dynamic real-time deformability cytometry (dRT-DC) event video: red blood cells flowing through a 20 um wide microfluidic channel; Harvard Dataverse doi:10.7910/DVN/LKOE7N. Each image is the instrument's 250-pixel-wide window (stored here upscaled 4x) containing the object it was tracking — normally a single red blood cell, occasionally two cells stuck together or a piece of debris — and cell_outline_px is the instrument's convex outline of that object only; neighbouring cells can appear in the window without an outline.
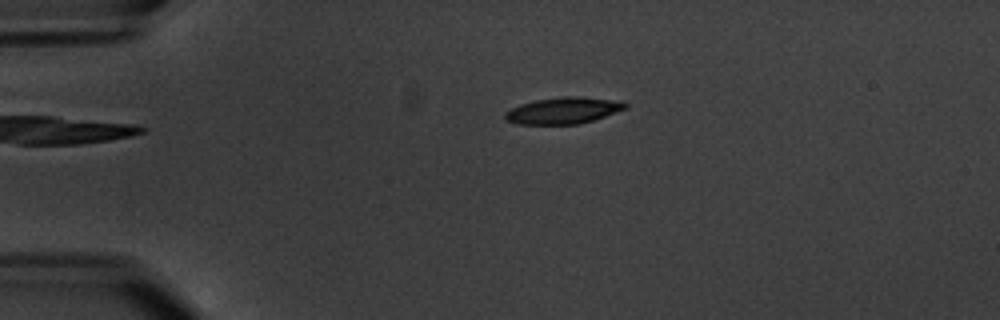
{"species": "common noctule bat (a hibernating species)", "species_latin": "Nyctalus noctula", "temperature_condition": "warm", "stored_images_in_passage": 3, "camera_frame_rate_fps": 3000, "um_per_image_px": 0.085, "animal": {"sex": "male", "body_mass_g": 20.1, "forearm_length_mm": 53.5}, "frame": {"image": 1, "passage_image": 3, "time_ms": 2.333, "image_size_px": [1000, 320], "cell_outline_px": [[628, 108], [580, 124], [516, 124], [508, 120], [504, 116], [504, 112], [520, 104], [536, 100], [564, 96], [580, 96], [624, 100], [628, 104]], "centroid_in_image_um": [47.94, 9.38], "position_along_channel_um": 37.1, "area_um2": 18.73}}